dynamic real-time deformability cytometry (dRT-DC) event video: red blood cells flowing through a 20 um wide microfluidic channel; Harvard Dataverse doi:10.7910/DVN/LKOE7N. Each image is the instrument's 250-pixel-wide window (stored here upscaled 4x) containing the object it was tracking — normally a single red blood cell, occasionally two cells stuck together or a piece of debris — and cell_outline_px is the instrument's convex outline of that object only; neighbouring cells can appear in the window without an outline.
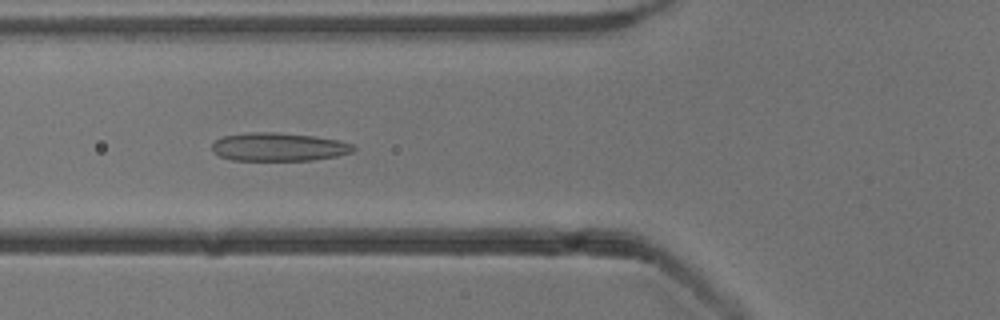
{"species": "common noctule bat (a hibernating species)", "species_latin": "Nyctalus noctula", "temperature_condition": "cold", "stored_images_in_passage": 42, "camera_frame_rate_fps": 3000, "um_per_image_px": 0.085, "animal": {"sex": "male", "body_mass_g": 13.3}, "frame": {"image": 1, "passage_image": 9, "time_ms": 2.667, "image_size_px": [1000, 320], "cell_outline_px": [[356, 148], [352, 152], [336, 156], [312, 160], [232, 160], [220, 156], [212, 152], [212, 144], [216, 140], [224, 136], [252, 132], [272, 132], [316, 136], [340, 140], [356, 144]], "centroid_in_image_um": [23.73, 12.49], "position_along_channel_um": 102.1, "area_um2": 23.41}}
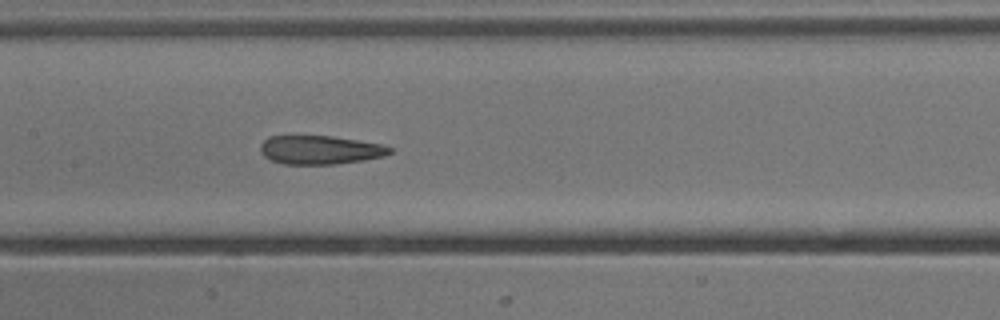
{"frame": {"image": 2, "passage_image": 15, "time_ms": 4.667, "image_size_px": [1000, 320], "cell_outline_px": [[392, 152], [384, 156], [364, 160], [336, 164], [284, 164], [272, 160], [264, 156], [260, 152], [260, 144], [268, 136], [332, 136], [384, 144], [392, 148]], "centroid_in_image_um": [27.22, 12.74], "position_along_channel_um": 180.2, "area_um2": 21.73}}
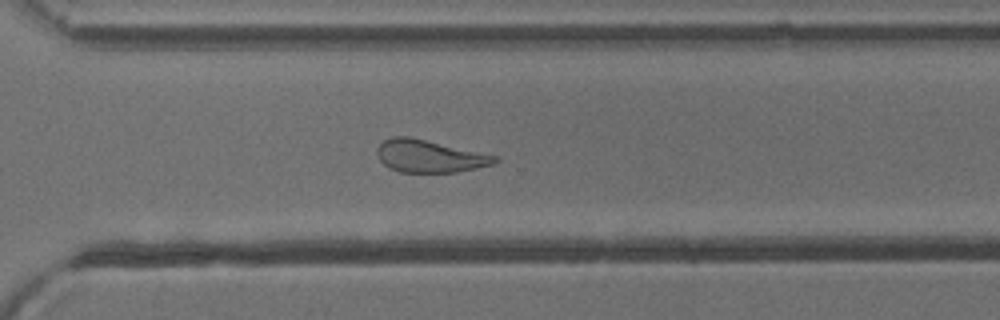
{"frame": {"image": 3, "passage_image": 27, "time_ms": 8.667, "image_size_px": [1000, 320], "cell_outline_px": [[500, 160], [496, 164], [456, 172], [400, 172], [388, 168], [380, 160], [376, 152], [376, 148], [384, 140], [392, 136], [408, 136], [500, 156]], "centroid_in_image_um": [36.54, 13.27], "position_along_channel_um": 334.1, "area_um2": 22.48}, "authors_computed_cell_mechanics": {"area_um2": 23.9581, "velocity_mm_per_s": 3.8673, "shape_relaxation_time_tau1_ms": null, "shape_relaxation_time_tau2_ms": 2.1785, "deformation_change_tau1": null, "deformation_change_tau2": 0.1014}}